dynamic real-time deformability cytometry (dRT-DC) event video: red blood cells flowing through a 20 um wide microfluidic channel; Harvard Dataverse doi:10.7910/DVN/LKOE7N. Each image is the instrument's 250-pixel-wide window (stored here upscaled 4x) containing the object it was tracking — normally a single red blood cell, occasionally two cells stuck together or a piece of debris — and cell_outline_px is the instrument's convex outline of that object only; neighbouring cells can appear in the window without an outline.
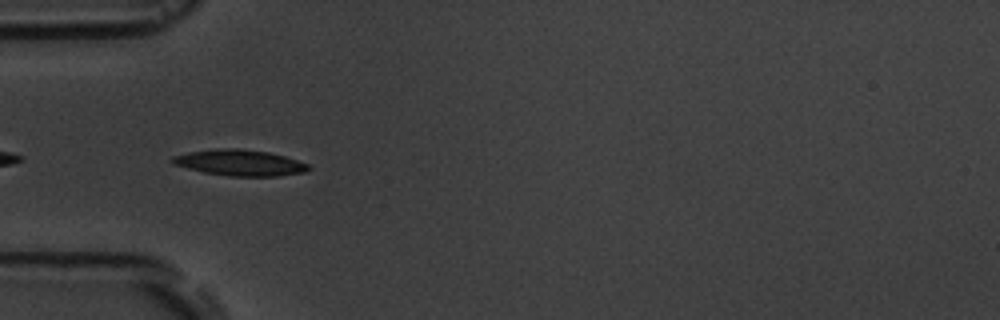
{"species": "common noctule bat (a hibernating species)", "species_latin": "Nyctalus noctula", "temperature_condition": "room temperature", "stored_images_in_passage": 10, "camera_frame_rate_fps": 3000, "um_per_image_px": 0.085, "animal": {"sex": "male", "body_mass_g": 19.5, "forearm_length_mm": 54.6}, "frame": {"image": 1, "passage_image": 5, "time_ms": 4.667, "image_size_px": [1000, 320], "cell_outline_px": [[312, 168], [308, 172], [276, 176], [228, 176], [204, 172], [172, 164], [168, 160], [172, 156], [188, 152], [216, 148], [236, 148], [268, 152], [284, 156], [308, 164]], "centroid_in_image_um": [20.36, 13.83], "position_along_channel_um": 64.6, "area_um2": 20.75}}
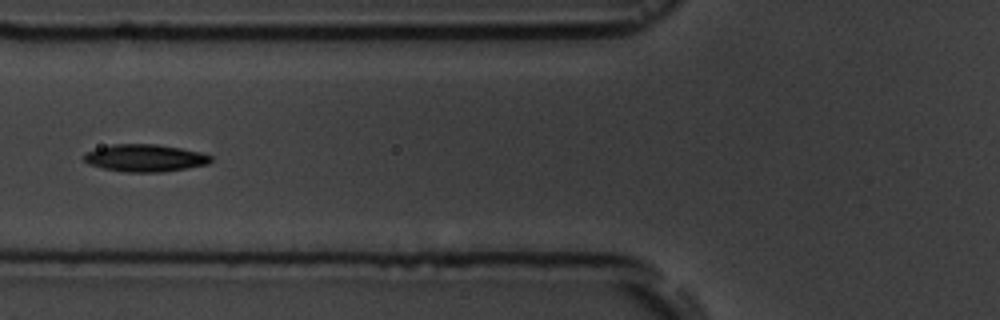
{"frame": {"image": 2, "passage_image": 6, "time_ms": 6.0, "image_size_px": [1000, 320], "cell_outline_px": [[212, 160], [208, 164], [188, 168], [160, 172], [124, 172], [104, 168], [88, 164], [84, 160], [84, 152], [96, 148], [112, 144], [156, 144], [180, 148], [200, 152], [212, 156]], "centroid_in_image_um": [12.31, 13.43], "position_along_channel_um": 113.5, "area_um2": 20.23}}
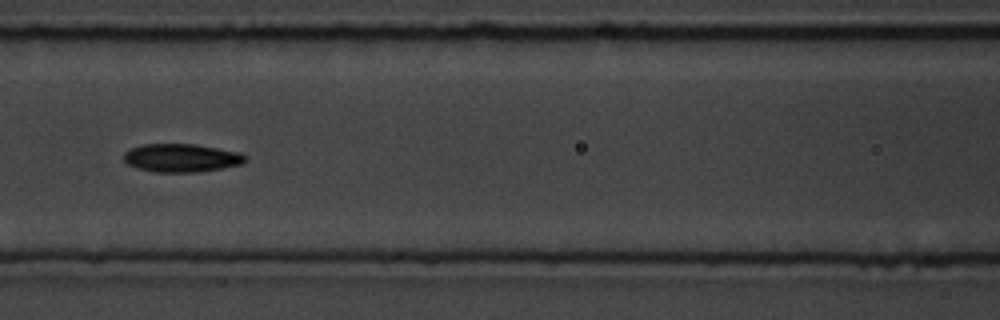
{"frame": {"image": 3, "passage_image": 7, "time_ms": 7.0, "image_size_px": [1000, 320], "cell_outline_px": [[248, 156], [240, 164], [200, 172], [152, 172], [128, 164], [124, 160], [124, 152], [132, 148], [144, 144], [196, 144], [240, 152]], "centroid_in_image_um": [15.42, 13.42], "position_along_channel_um": 151.2, "area_um2": 19.88}}